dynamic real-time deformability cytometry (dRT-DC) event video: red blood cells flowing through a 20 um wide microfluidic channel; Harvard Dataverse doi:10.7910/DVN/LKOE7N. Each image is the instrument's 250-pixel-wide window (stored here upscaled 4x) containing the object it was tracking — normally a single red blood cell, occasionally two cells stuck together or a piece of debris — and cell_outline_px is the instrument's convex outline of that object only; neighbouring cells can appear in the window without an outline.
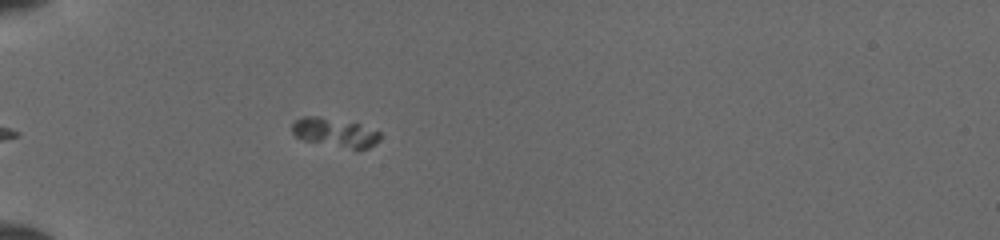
{"species": "common noctule bat (a hibernating species)", "species_latin": "Nyctalus noctula", "temperature_condition": "cold", "stored_images_in_passage": 35, "camera_frame_rate_fps": 3000, "um_per_image_px": 0.085, "animal": {"sex": "female", "body_mass_g": 19.5, "forearm_length_mm": 54.1}, "frame": {"image": 1, "passage_image": 1, "time_ms": 0.0, "image_size_px": [1000, 240], "cell_outline_px": [[380, 140], [376, 144], [368, 148], [352, 148], [304, 140], [296, 136], [292, 132], [292, 124], [296, 120], [304, 116], [316, 116], [360, 124], [380, 132]], "centroid_in_image_um": [28.49, 11.25], "position_along_channel_um": 56.5, "area_um2": 14.39}}
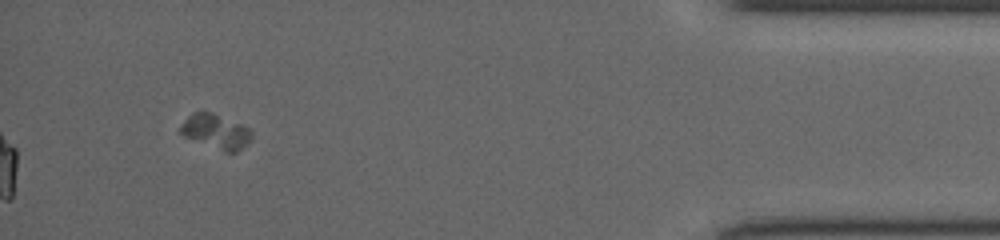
{"frame": {"image": 2, "passage_image": 32, "time_ms": 10.333, "image_size_px": [1000, 240], "cell_outline_px": [[252, 140], [248, 144], [236, 152], [224, 152], [184, 136], [180, 132], [180, 124], [192, 112], [212, 112], [240, 124], [248, 128], [252, 132]], "centroid_in_image_um": [18.36, 11.18], "position_along_channel_um": 416.8, "area_um2": 14.28}}